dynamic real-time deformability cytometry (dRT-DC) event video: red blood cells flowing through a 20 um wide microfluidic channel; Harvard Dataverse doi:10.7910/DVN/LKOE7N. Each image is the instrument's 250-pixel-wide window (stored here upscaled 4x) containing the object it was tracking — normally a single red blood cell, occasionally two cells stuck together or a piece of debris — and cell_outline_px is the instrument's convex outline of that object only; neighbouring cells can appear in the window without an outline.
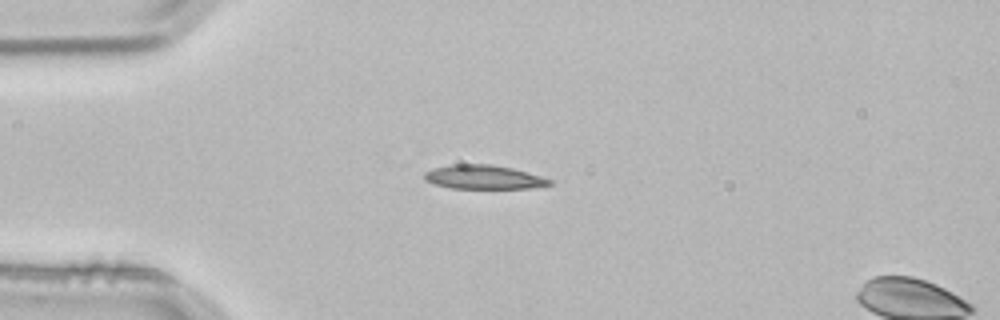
{"species": "common noctule bat (a hibernating species)", "species_latin": "Nyctalus noctula", "temperature_condition": "room temperature", "stored_images_in_passage": 2, "camera_frame_rate_fps": 3000, "um_per_image_px": 0.085, "animal": {"sex": "male", "body_mass_g": 21.5, "forearm_length_mm": 52.0}, "frame": {"image": 1, "passage_image": 1, "time_ms": 0.0, "image_size_px": [1000, 320], "cell_outline_px": [[552, 184], [532, 188], [452, 188], [436, 184], [424, 180], [424, 172], [436, 168], [452, 164], [488, 164], [512, 168], [540, 176], [552, 180]], "centroid_in_image_um": [41.11, 15.05], "position_along_channel_um": 43.9, "area_um2": 17.22}}